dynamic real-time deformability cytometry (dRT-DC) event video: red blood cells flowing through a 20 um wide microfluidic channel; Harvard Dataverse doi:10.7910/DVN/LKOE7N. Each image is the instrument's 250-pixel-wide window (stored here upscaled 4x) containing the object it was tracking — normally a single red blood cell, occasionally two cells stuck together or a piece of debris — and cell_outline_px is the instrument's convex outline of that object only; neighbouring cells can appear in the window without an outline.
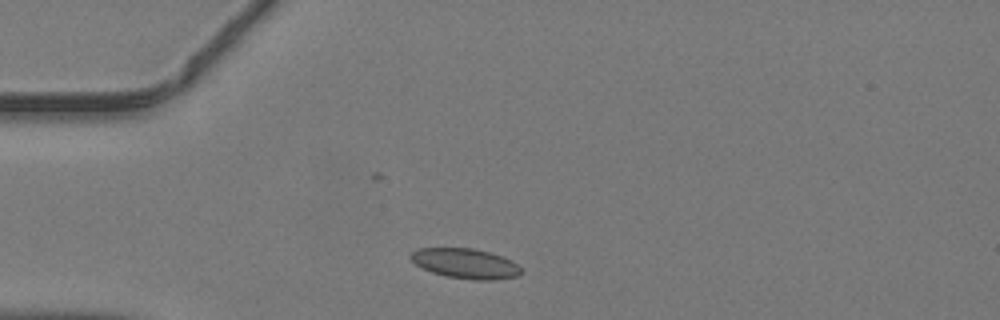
{"species": "common noctule bat (a hibernating species)", "species_latin": "Nyctalus noctula", "temperature_condition": "warm", "stored_images_in_passage": 35, "camera_frame_rate_fps": 3000, "um_per_image_px": 0.085, "animal": {"sex": "male", "body_mass_g": 19.2, "forearm_length_mm": 51.8}, "frame": {"image": 1, "passage_image": 1, "time_ms": 0.0, "image_size_px": [1000, 320], "cell_outline_px": [[524, 272], [516, 276], [496, 280], [476, 280], [448, 276], [432, 272], [416, 264], [408, 256], [412, 252], [420, 248], [472, 248], [504, 256], [512, 260]], "centroid_in_image_um": [39.6, 22.39], "position_along_channel_um": 45.4, "area_um2": 19.19}}
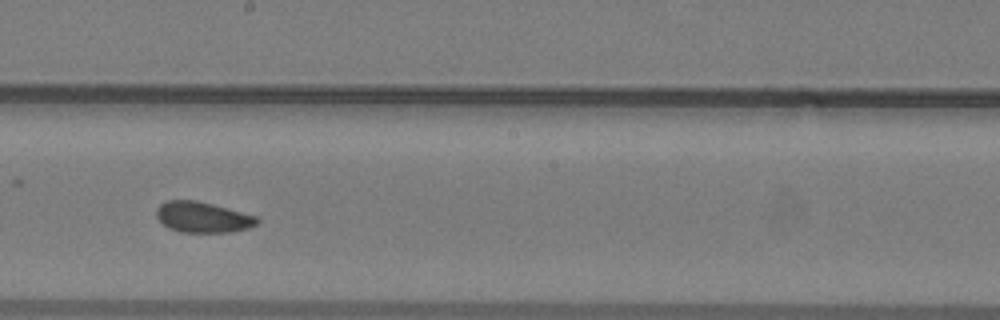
{"frame": {"image": 2, "passage_image": 15, "time_ms": 4.667, "image_size_px": [1000, 320], "cell_outline_px": [[260, 220], [256, 224], [248, 228], [232, 232], [180, 232], [168, 228], [156, 216], [156, 208], [160, 204], [168, 200], [196, 200], [212, 204], [256, 216]], "centroid_in_image_um": [17.21, 18.46], "position_along_channel_um": 231.0, "area_um2": 17.92}}
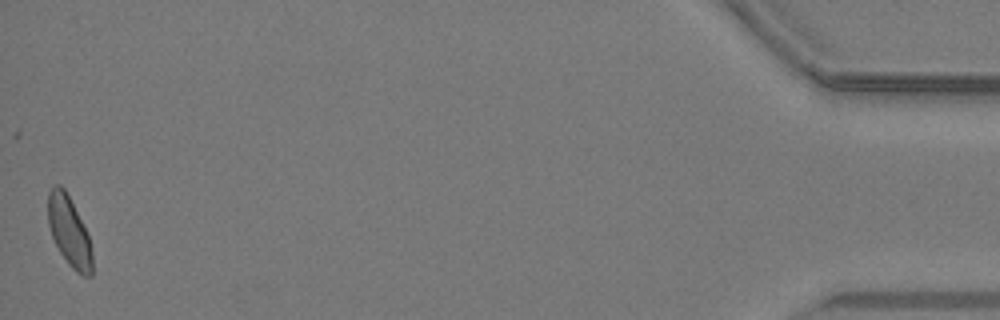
{"frame": {"image": 3, "passage_image": 35, "time_ms": 11.333, "image_size_px": [1000, 320], "cell_outline_px": [[92, 276], [84, 276], [76, 272], [68, 264], [60, 252], [52, 236], [48, 224], [48, 192], [56, 184], [60, 184], [64, 188], [88, 236], [92, 252]], "centroid_in_image_um": [5.87, 19.7], "position_along_channel_um": 429.3, "area_um2": 17.57}}